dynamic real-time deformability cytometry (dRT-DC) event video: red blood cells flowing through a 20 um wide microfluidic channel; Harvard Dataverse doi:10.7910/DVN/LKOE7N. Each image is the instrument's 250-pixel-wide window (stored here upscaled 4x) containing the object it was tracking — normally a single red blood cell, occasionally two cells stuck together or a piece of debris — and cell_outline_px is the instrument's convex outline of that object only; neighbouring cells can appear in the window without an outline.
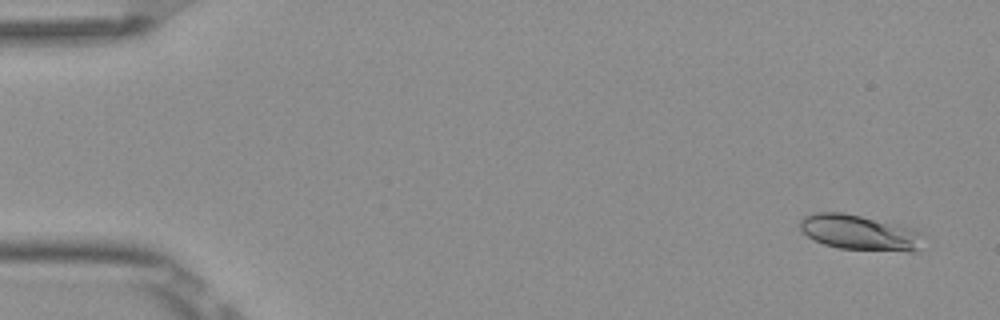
{"species": "Egyptian fruit bat (a non-hibernating species)", "species_latin": "Rousettus aegyptiacus", "temperature_condition": "room temperature", "stored_images_in_passage": 5, "camera_frame_rate_fps": 3000, "um_per_image_px": 0.085, "frame": {"image": 1, "passage_image": 1, "time_ms": 0.0, "image_size_px": [1000, 320], "cell_outline_px": [[924, 236], [920, 248], [912, 252], [908, 252], [840, 248], [824, 244], [808, 236], [800, 228], [800, 220], [804, 216], [812, 212], [844, 212], [900, 224], [916, 228]], "centroid_in_image_um": [73.13, 19.75], "position_along_channel_um": 11.9, "area_um2": 25.72}}